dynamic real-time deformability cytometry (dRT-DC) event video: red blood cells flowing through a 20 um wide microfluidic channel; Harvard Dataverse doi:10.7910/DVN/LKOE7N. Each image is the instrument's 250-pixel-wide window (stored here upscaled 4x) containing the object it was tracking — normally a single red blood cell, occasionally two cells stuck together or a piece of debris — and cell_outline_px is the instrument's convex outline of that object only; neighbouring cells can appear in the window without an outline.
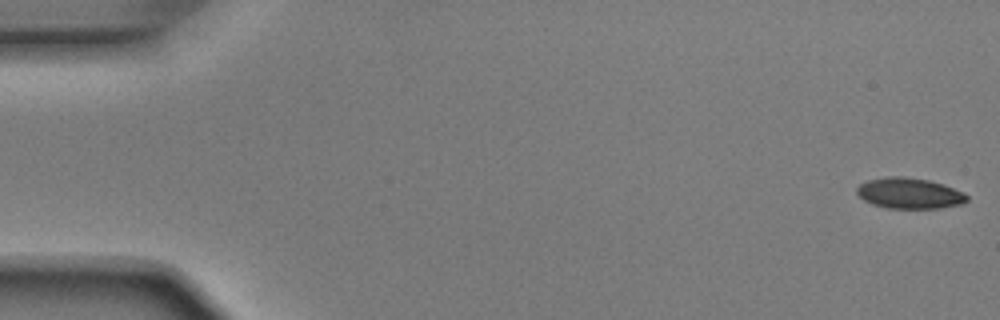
{"species": "Egyptian fruit bat (a non-hibernating species)", "species_latin": "Rousettus aegyptiacus", "temperature_condition": "room temperature", "stored_images_in_passage": 5, "camera_frame_rate_fps": 3000, "um_per_image_px": 0.085, "animal": {"sex": "male"}, "frame": {"image": 1, "passage_image": 1, "time_ms": 0.0, "image_size_px": [1000, 320], "cell_outline_px": [[968, 200], [964, 204], [940, 208], [884, 208], [872, 204], [864, 200], [856, 192], [856, 188], [860, 184], [868, 180], [888, 176], [904, 176], [928, 180], [944, 184], [964, 192], [968, 196]], "centroid_in_image_um": [77.32, 16.43], "position_along_channel_um": 7.7, "area_um2": 19.94}}
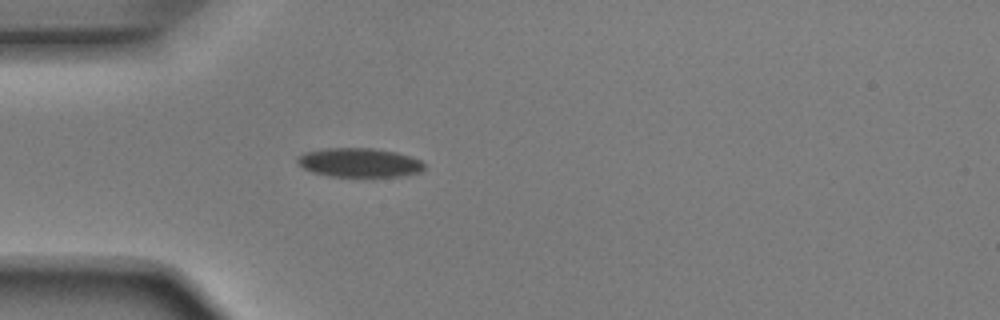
{"frame": {"image": 2, "passage_image": 5, "time_ms": 1.333, "image_size_px": [1000, 320], "cell_outline_px": [[424, 168], [420, 172], [404, 176], [328, 176], [312, 172], [304, 168], [296, 160], [296, 156], [304, 152], [328, 148], [372, 148], [396, 152], [420, 160], [424, 164]], "centroid_in_image_um": [30.52, 13.82], "position_along_channel_um": 54.5, "area_um2": 21.39}}